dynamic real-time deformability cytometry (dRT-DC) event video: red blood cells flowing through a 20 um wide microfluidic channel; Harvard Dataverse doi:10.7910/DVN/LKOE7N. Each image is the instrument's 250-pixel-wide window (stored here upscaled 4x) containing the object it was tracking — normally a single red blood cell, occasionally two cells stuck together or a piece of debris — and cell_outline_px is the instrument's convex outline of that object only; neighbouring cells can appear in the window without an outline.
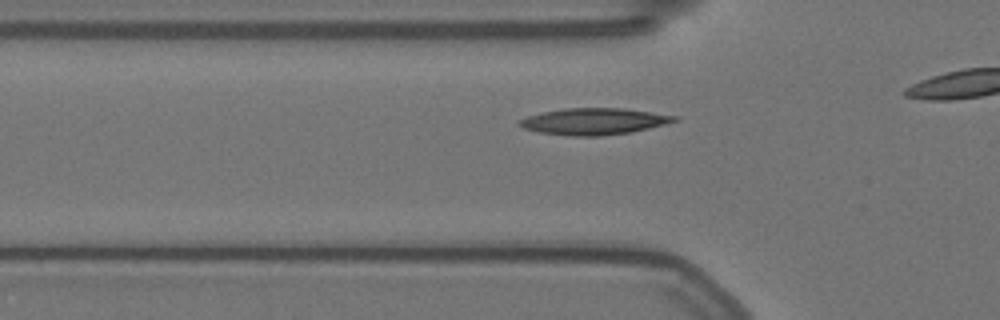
{"species": "Egyptian fruit bat (a non-hibernating species)", "species_latin": "Rousettus aegyptiacus", "temperature_condition": "warm", "stored_images_in_passage": 16, "camera_frame_rate_fps": 3000, "um_per_image_px": 0.085, "animal": {"sex": "female"}, "frame": {"image": 1, "passage_image": 10, "time_ms": 3.0, "image_size_px": [1000, 320], "cell_outline_px": [[680, 120], [632, 132], [600, 136], [572, 136], [540, 132], [524, 128], [516, 124], [516, 120], [540, 112], [564, 108], [624, 108], [680, 116]], "centroid_in_image_um": [50.48, 10.31], "position_along_channel_um": 75.3, "area_um2": 24.16}}
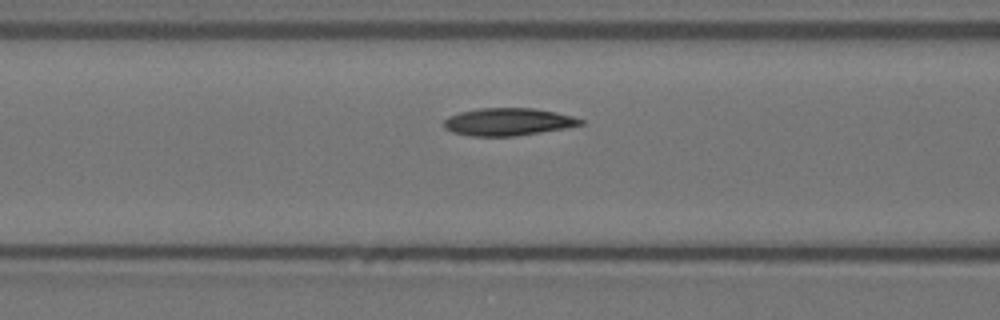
{"frame": {"image": 2, "passage_image": 14, "time_ms": 4.333, "image_size_px": [1000, 320], "cell_outline_px": [[584, 124], [564, 128], [516, 136], [468, 136], [452, 132], [444, 128], [444, 120], [448, 116], [460, 112], [480, 108], [532, 108], [556, 112], [572, 116], [584, 120]], "centroid_in_image_um": [43.16, 10.36], "position_along_channel_um": 123.4, "area_um2": 21.91}}